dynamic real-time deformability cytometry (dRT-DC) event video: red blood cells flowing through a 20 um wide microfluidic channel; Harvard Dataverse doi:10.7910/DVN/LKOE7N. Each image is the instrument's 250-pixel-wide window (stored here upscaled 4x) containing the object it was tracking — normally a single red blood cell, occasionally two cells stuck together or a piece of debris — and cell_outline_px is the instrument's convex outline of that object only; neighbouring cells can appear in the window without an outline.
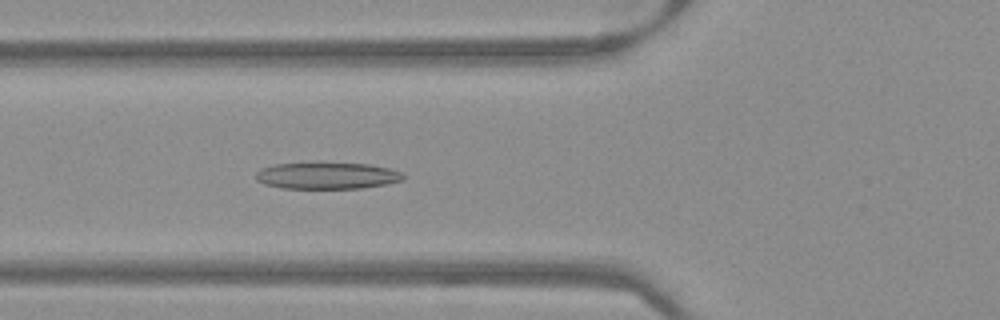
{"species": "Egyptian fruit bat (a non-hibernating species)", "species_latin": "Rousettus aegyptiacus", "temperature_condition": "warm", "stored_images_in_passage": 51, "camera_frame_rate_fps": 3000, "um_per_image_px": 0.085, "frame": {"image": 1, "passage_image": 19, "time_ms": 6.0, "image_size_px": [1000, 320], "cell_outline_px": [[404, 180], [384, 184], [360, 188], [280, 188], [264, 184], [256, 180], [256, 172], [260, 168], [276, 164], [368, 164], [388, 168], [400, 172], [404, 176]], "centroid_in_image_um": [27.76, 14.95], "position_along_channel_um": 98.0, "area_um2": 22.37}}
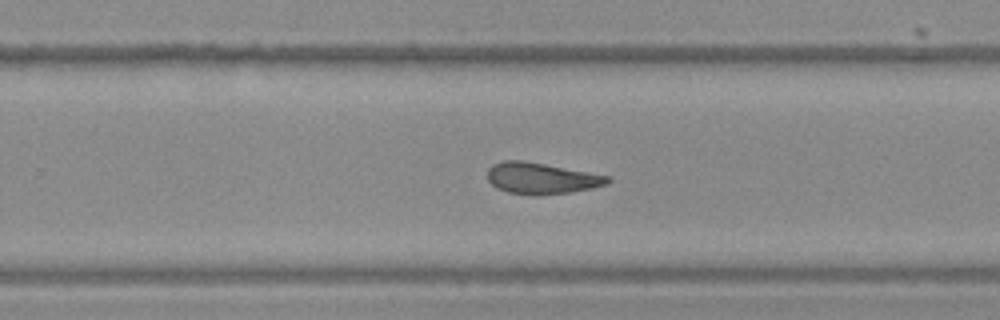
{"frame": {"image": 2, "passage_image": 33, "time_ms": 10.667, "image_size_px": [1000, 320], "cell_outline_px": [[612, 180], [608, 184], [592, 188], [568, 192], [508, 192], [496, 188], [488, 180], [488, 168], [492, 164], [504, 160], [524, 160], [612, 176]], "centroid_in_image_um": [46.05, 15.1], "position_along_channel_um": 283.7, "area_um2": 21.27}}
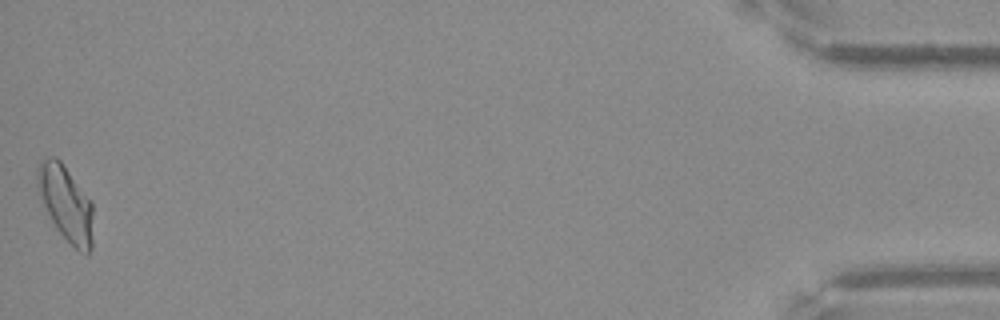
{"frame": {"image": 3, "passage_image": 51, "time_ms": 16.667, "image_size_px": [1000, 320], "cell_outline_px": [[92, 248], [88, 256], [80, 252], [56, 228], [36, 188], [36, 168], [40, 160], [48, 156], [56, 156], [60, 160], [92, 204]], "centroid_in_image_um": [5.57, 17.26], "position_along_channel_um": 429.6, "area_um2": 24.1}}